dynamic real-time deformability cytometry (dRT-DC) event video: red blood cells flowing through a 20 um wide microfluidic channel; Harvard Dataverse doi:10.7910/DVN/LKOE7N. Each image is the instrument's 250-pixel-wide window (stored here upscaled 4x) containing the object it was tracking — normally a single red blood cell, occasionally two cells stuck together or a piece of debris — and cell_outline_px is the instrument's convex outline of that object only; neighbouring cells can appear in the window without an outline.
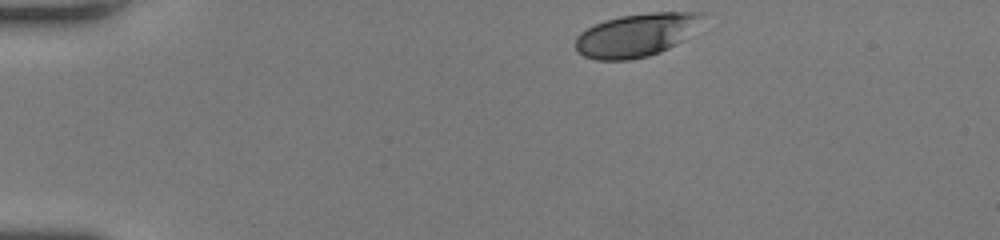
{"species": "human", "species_latin": "Homo sapiens", "temperature_condition": "room temperature", "stored_images_in_passage": 34, "camera_frame_rate_fps": 3000, "um_per_image_px": 0.085, "donor": {"sex": "female"}, "frame": {"image": 1, "passage_image": 1, "time_ms": 0.0, "image_size_px": [1000, 240], "cell_outline_px": [[704, 12], [680, 40], [676, 44], [660, 52], [648, 56], [628, 60], [596, 60], [584, 56], [576, 48], [576, 36], [580, 32], [604, 20], [620, 16], [652, 12]], "centroid_in_image_um": [53.95, 2.99], "position_along_channel_um": 31.0, "area_um2": 30.92}}
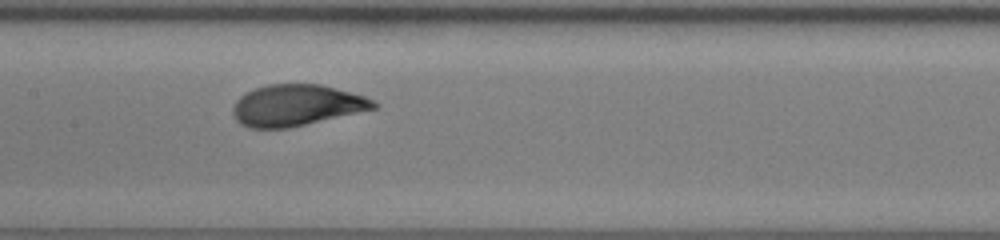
{"frame": {"image": 2, "passage_image": 17, "time_ms": 5.333, "image_size_px": [1000, 240], "cell_outline_px": [[380, 104], [376, 108], [288, 128], [248, 128], [240, 124], [236, 120], [232, 112], [232, 108], [236, 100], [240, 96], [256, 88], [268, 84], [320, 84], [364, 96]], "centroid_in_image_um": [25.16, 8.95], "position_along_channel_um": 182.2, "area_um2": 33.58}}
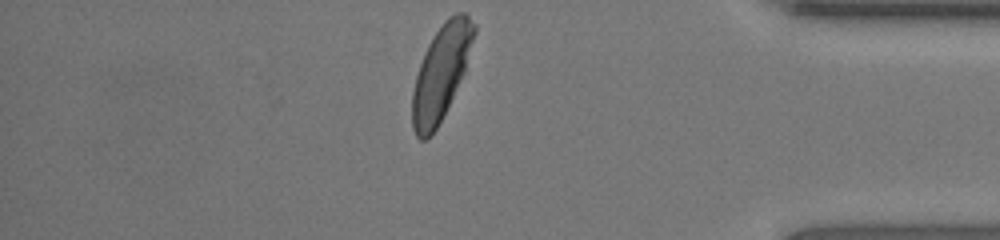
{"frame": {"image": 3, "passage_image": 34, "time_ms": 11.0, "image_size_px": [1000, 240], "cell_outline_px": [[476, 32], [464, 72], [436, 128], [424, 140], [420, 140], [416, 136], [412, 128], [412, 92], [416, 76], [424, 52], [432, 36], [444, 20], [448, 16], [456, 12], [464, 12], [476, 24]], "centroid_in_image_um": [37.48, 6.1], "position_along_channel_um": 397.7, "area_um2": 33.52}, "authors_computed_cell_mechanics": {"area_um2": 33.9575, "velocity_mm_per_s": 4.2588, "shape_relaxation_time_tau1_ms": 3.5619, "shape_relaxation_time_tau2_ms": null, "deformation_change_tau1": 0.1875, "deformation_change_tau2": null}}